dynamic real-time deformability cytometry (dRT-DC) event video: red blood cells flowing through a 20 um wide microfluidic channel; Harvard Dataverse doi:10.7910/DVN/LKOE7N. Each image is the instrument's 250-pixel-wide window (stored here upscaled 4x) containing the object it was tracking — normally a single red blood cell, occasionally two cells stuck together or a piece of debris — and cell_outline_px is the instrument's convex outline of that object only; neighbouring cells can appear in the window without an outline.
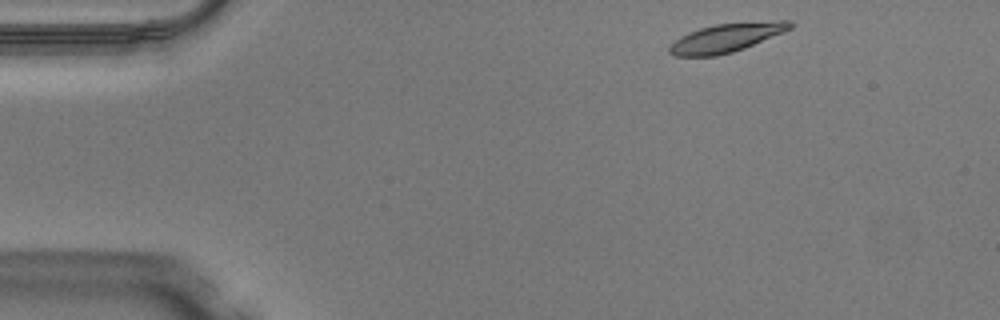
{"species": "Egyptian fruit bat (a non-hibernating species)", "species_latin": "Rousettus aegyptiacus", "temperature_condition": "warm", "stored_images_in_passage": 45, "camera_frame_rate_fps": 3000, "um_per_image_px": 0.085, "animal": {"sex": "male"}, "frame": {"image": 1, "passage_image": 2, "time_ms": 0.333, "image_size_px": [1000, 320], "cell_outline_px": [[792, 28], [784, 32], [744, 48], [732, 52], [716, 56], [676, 56], [668, 52], [668, 48], [680, 36], [688, 32], [700, 28], [716, 24], [776, 20], [792, 20]], "centroid_in_image_um": [61.76, 3.2], "position_along_channel_um": 23.2, "area_um2": 20.11}}
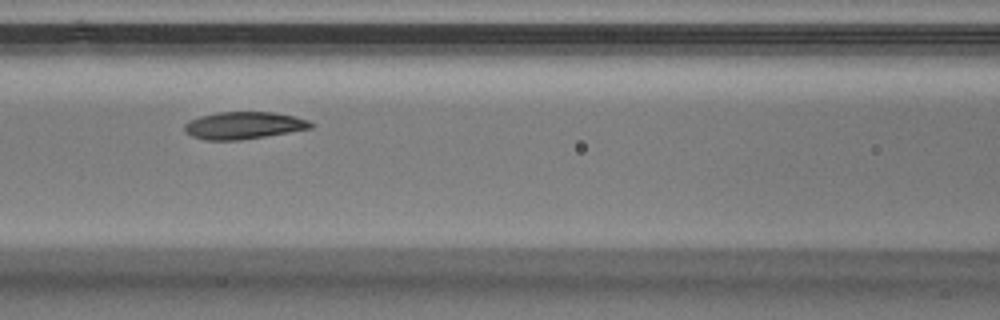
{"frame": {"image": 2, "passage_image": 17, "time_ms": 5.333, "image_size_px": [1000, 320], "cell_outline_px": [[312, 128], [240, 140], [204, 140], [192, 136], [184, 128], [184, 124], [188, 120], [200, 116], [216, 112], [272, 112], [296, 116], [308, 120], [312, 124]], "centroid_in_image_um": [20.69, 10.65], "position_along_channel_um": 145.9, "area_um2": 19.94}}
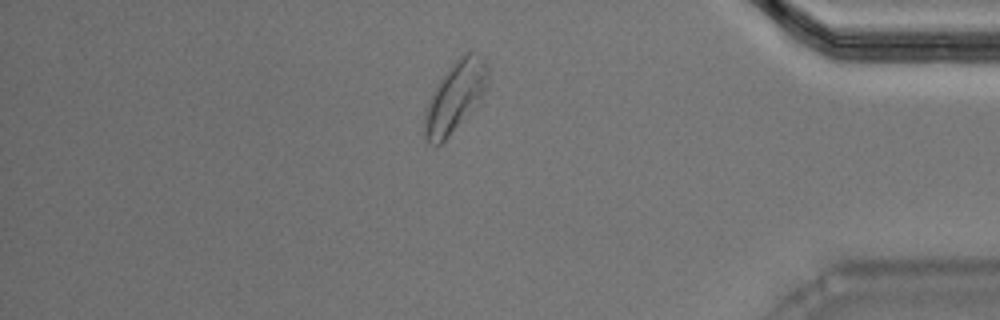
{"frame": {"image": 3, "passage_image": 38, "time_ms": 12.333, "image_size_px": [1000, 320], "cell_outline_px": [[488, 84], [484, 92], [448, 136], [440, 144], [428, 144], [424, 136], [424, 112], [436, 84], [448, 68], [464, 52], [472, 52], [484, 56], [488, 68]], "centroid_in_image_um": [38.66, 8.16], "position_along_channel_um": 396.5, "area_um2": 25.32}, "authors_computed_cell_mechanics": {"area_um2": 20.519, "velocity_mm_per_s": 4.0219, "shape_relaxation_time_tau1_ms": 3.402, "shape_relaxation_time_tau2_ms": 3.9748, "deformation_change_tau1": 0.1155, "deformation_change_tau2": 0.103}}